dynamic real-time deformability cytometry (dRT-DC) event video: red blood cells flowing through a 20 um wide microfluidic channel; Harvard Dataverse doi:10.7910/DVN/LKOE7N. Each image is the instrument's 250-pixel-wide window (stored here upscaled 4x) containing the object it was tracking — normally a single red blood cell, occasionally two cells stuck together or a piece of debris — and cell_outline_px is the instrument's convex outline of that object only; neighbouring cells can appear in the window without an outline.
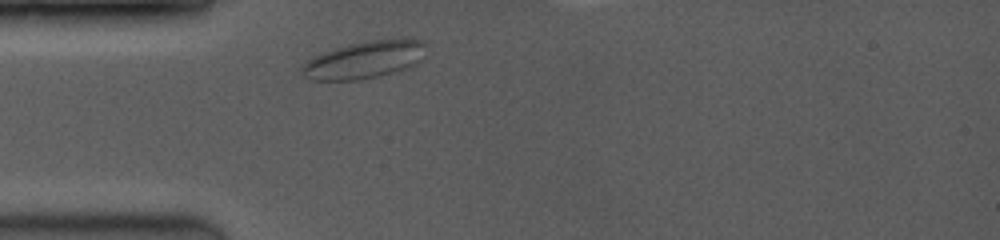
{"species": "common noctule bat (a hibernating species)", "species_latin": "Nyctalus noctula", "temperature_condition": "room temperature", "stored_images_in_passage": 25, "camera_frame_rate_fps": 3500, "um_per_image_px": 0.085, "animal": {"sex": "female", "body_mass_g": 19.0, "forearm_length_mm": 53.3}, "frame": {"image": 1, "passage_image": 1, "time_ms": 0.0, "image_size_px": [1000, 240], "cell_outline_px": [[428, 44], [420, 60], [404, 68], [392, 72], [360, 80], [312, 80], [304, 76], [300, 72], [300, 68], [304, 60], [312, 56], [336, 48], [364, 40], [424, 40]], "centroid_in_image_um": [30.89, 5.09], "position_along_channel_um": 54.1, "area_um2": 26.76}}
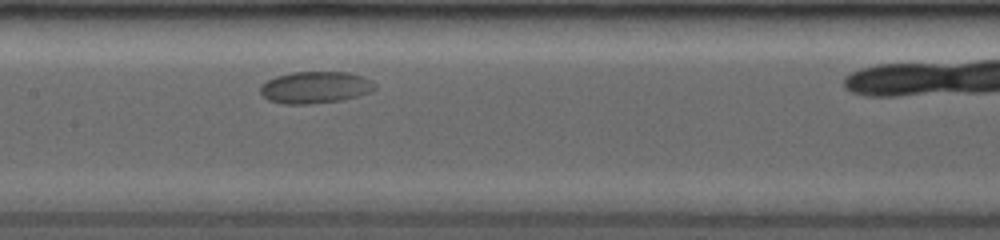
{"frame": {"image": 2, "passage_image": 8, "time_ms": 3.714, "image_size_px": [1000, 240], "cell_outline_px": [[376, 88], [372, 92], [340, 100], [312, 104], [284, 104], [268, 100], [260, 92], [260, 88], [268, 80], [276, 76], [292, 72], [348, 72], [364, 76], [372, 80], [376, 84]], "centroid_in_image_um": [26.84, 7.42], "position_along_channel_um": 180.6, "area_um2": 21.33}}
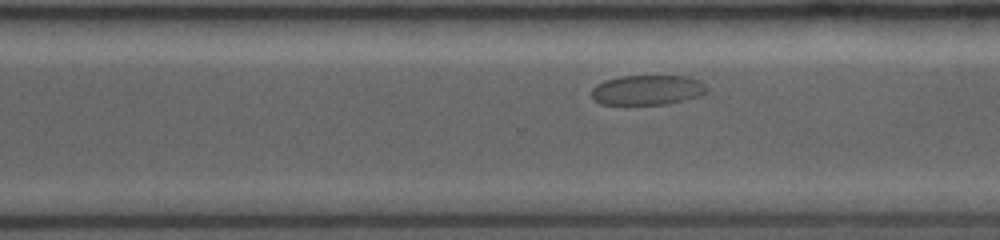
{"frame": {"image": 3, "passage_image": 18, "time_ms": 7.429, "image_size_px": [1000, 240], "cell_outline_px": [[708, 92], [700, 96], [684, 100], [664, 104], [600, 104], [592, 96], [592, 88], [596, 84], [604, 80], [620, 76], [688, 76], [700, 80], [708, 88]], "centroid_in_image_um": [55.05, 7.64], "position_along_channel_um": 315.5, "area_um2": 20.17}}